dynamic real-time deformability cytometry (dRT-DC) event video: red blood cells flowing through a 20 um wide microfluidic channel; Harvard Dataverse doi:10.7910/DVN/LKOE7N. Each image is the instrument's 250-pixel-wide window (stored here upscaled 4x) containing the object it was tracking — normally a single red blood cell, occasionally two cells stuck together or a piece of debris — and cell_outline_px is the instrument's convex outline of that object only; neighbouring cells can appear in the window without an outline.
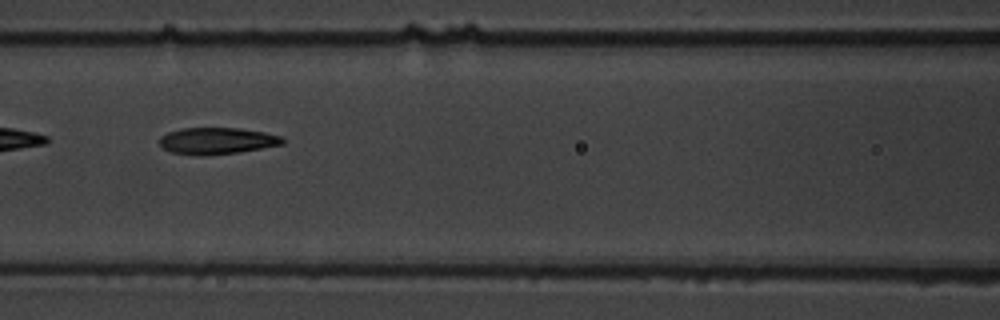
{"species": "common noctule bat (a hibernating species)", "species_latin": "Nyctalus noctula", "temperature_condition": "warm", "stored_images_in_passage": 9, "camera_frame_rate_fps": 3000, "um_per_image_px": 0.085, "animal": {"sex": "male", "body_mass_g": 19.5, "forearm_length_mm": 54.6}, "frame": {"image": 1, "passage_image": 6, "time_ms": 6.667, "image_size_px": [1000, 320], "cell_outline_px": [[284, 144], [236, 152], [204, 156], [196, 156], [172, 152], [164, 148], [160, 144], [160, 136], [168, 132], [184, 128], [240, 128], [264, 132], [280, 136], [284, 140]], "centroid_in_image_um": [18.42, 11.97], "position_along_channel_um": 148.2, "area_um2": 18.96}}
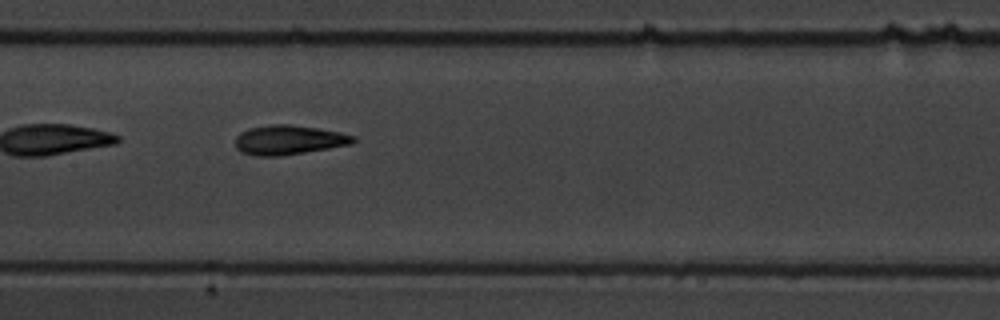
{"frame": {"image": 2, "passage_image": 7, "time_ms": 7.667, "image_size_px": [1000, 320], "cell_outline_px": [[356, 140], [352, 144], [280, 156], [256, 156], [240, 152], [236, 148], [236, 136], [240, 132], [248, 128], [272, 124], [288, 124], [320, 128], [340, 132], [356, 136]], "centroid_in_image_um": [24.53, 11.89], "position_along_channel_um": 182.9, "area_um2": 20.35}}
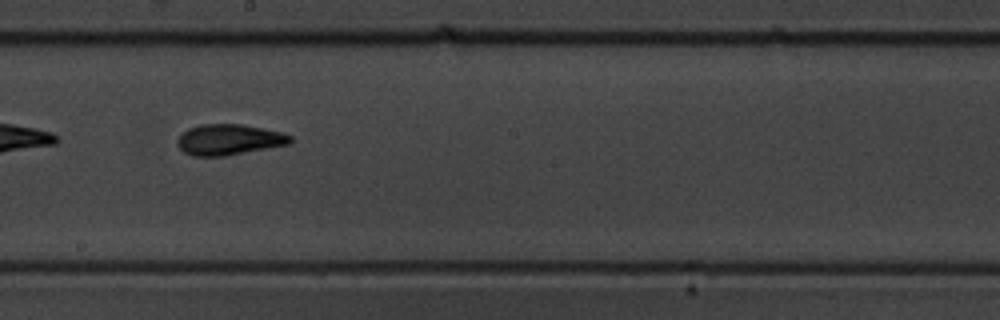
{"frame": {"image": 3, "passage_image": 8, "time_ms": 9.0, "image_size_px": [1000, 320], "cell_outline_px": [[292, 140], [288, 144], [224, 156], [192, 156], [184, 152], [176, 144], [176, 140], [188, 128], [200, 124], [240, 124], [264, 128], [284, 132], [292, 136]], "centroid_in_image_um": [19.45, 11.86], "position_along_channel_um": 228.7, "area_um2": 20.23}}